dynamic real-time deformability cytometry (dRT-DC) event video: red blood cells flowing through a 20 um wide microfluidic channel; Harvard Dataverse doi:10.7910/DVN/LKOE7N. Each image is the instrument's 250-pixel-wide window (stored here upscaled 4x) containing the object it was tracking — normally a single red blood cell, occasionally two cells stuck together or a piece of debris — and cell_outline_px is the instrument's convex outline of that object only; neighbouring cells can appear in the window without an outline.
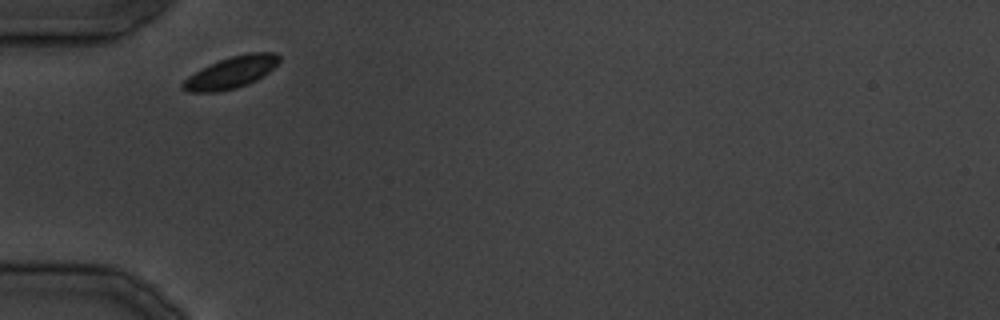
{"species": "common noctule bat (a hibernating species)", "species_latin": "Nyctalus noctula", "temperature_condition": "cold", "stored_images_in_passage": 20, "camera_frame_rate_fps": 3000, "um_per_image_px": 0.085, "animal": {"sex": "male", "body_mass_g": 19.5, "forearm_length_mm": 54.6}, "frame": {"image": 1, "passage_image": 1, "time_ms": 0.0, "image_size_px": [1000, 320], "cell_outline_px": [[280, 60], [268, 72], [256, 80], [248, 84], [236, 88], [216, 92], [188, 92], [180, 88], [180, 84], [188, 76], [220, 60], [232, 56], [248, 52], [276, 52], [280, 56]], "centroid_in_image_um": [19.64, 6.16], "position_along_channel_um": 65.4, "area_um2": 17.63}}
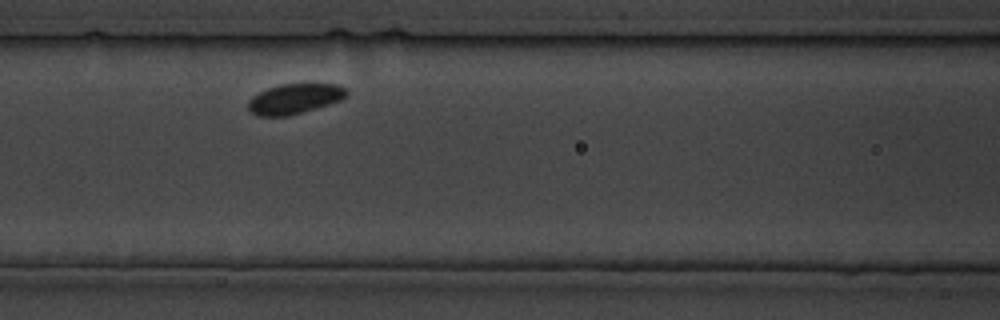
{"frame": {"image": 2, "passage_image": 6, "time_ms": 5.667, "image_size_px": [1000, 320], "cell_outline_px": [[348, 92], [340, 100], [316, 108], [288, 116], [260, 116], [252, 112], [248, 108], [248, 100], [252, 96], [268, 88], [280, 84], [336, 84], [344, 88]], "centroid_in_image_um": [25.0, 8.4], "position_along_channel_um": 141.6, "area_um2": 16.99}}
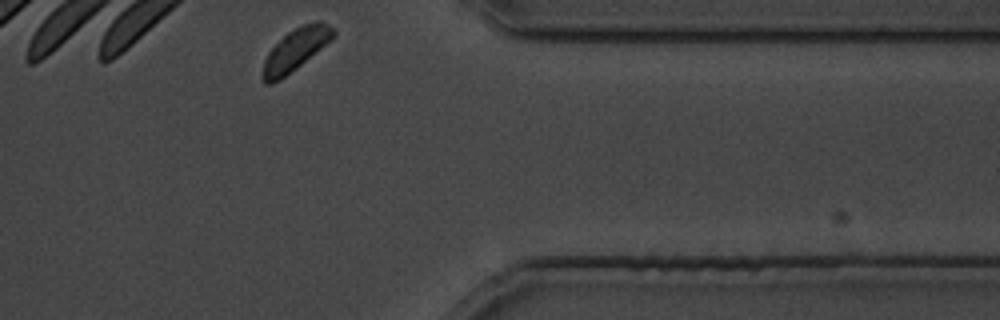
{"frame": {"image": 3, "passage_image": 20, "time_ms": 23.667, "image_size_px": [1000, 320], "cell_outline_px": [[336, 36], [332, 40], [296, 68], [280, 80], [272, 84], [264, 84], [264, 60], [268, 52], [288, 32], [300, 24], [316, 20], [320, 20], [328, 24], [336, 32]], "centroid_in_image_um": [25.17, 4.18], "position_along_channel_um": 386.2, "area_um2": 17.17}}